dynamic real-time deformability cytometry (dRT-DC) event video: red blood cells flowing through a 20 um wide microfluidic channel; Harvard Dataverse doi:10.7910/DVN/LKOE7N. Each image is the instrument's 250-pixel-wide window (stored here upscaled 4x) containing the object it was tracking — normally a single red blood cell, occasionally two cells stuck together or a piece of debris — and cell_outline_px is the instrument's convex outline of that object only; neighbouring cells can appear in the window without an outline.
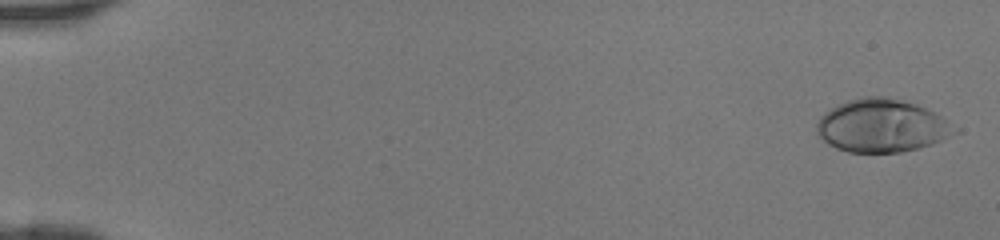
{"species": "human", "species_latin": "Homo sapiens", "temperature_condition": "room temperature", "stored_images_in_passage": 46, "camera_frame_rate_fps": 3000, "um_per_image_px": 0.085, "donor": {"sex": "female"}, "frame": {"image": 1, "passage_image": 2, "time_ms": 0.333, "image_size_px": [1000, 240], "cell_outline_px": [[960, 132], [932, 144], [920, 148], [900, 152], [848, 152], [836, 148], [828, 144], [816, 132], [816, 124], [820, 116], [824, 112], [848, 100], [864, 96], [884, 96], [916, 104], [940, 116], [960, 128]], "centroid_in_image_um": [74.97, 10.69], "position_along_channel_um": 10.0, "area_um2": 42.6}}
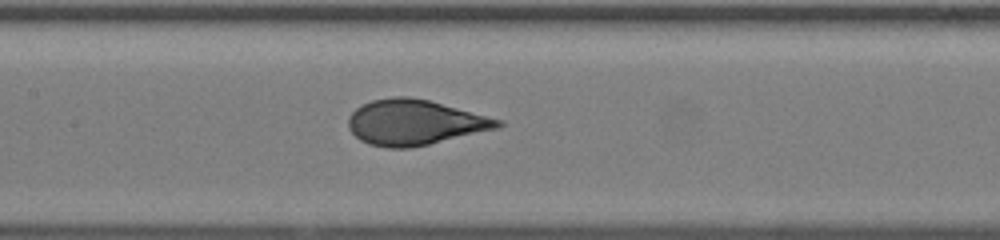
{"frame": {"image": 2, "passage_image": 24, "time_ms": 7.667, "image_size_px": [1000, 240], "cell_outline_px": [[504, 124], [500, 128], [428, 144], [408, 148], [388, 148], [368, 144], [360, 140], [348, 128], [348, 116], [356, 108], [372, 100], [396, 96], [408, 96], [428, 100], [504, 120]], "centroid_in_image_um": [35.26, 10.4], "position_along_channel_um": 172.1, "area_um2": 39.42}}
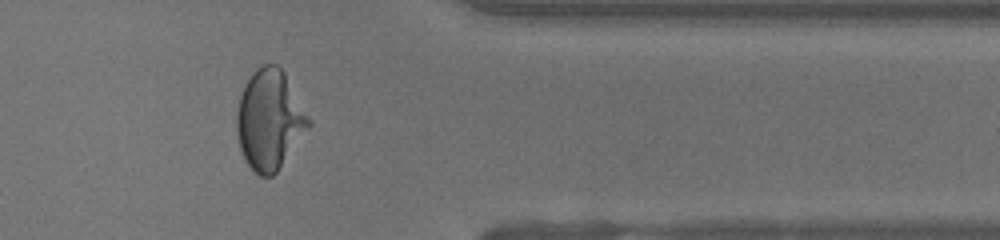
{"frame": {"image": 3, "passage_image": 39, "time_ms": 12.667, "image_size_px": [1000, 240], "cell_outline_px": [[312, 124], [276, 172], [272, 176], [260, 176], [244, 160], [240, 148], [236, 132], [236, 112], [240, 96], [244, 84], [252, 72], [256, 68], [264, 64], [276, 64], [284, 72], [312, 120]], "centroid_in_image_um": [22.91, 10.16], "position_along_channel_um": 388.5, "area_um2": 41.85}}